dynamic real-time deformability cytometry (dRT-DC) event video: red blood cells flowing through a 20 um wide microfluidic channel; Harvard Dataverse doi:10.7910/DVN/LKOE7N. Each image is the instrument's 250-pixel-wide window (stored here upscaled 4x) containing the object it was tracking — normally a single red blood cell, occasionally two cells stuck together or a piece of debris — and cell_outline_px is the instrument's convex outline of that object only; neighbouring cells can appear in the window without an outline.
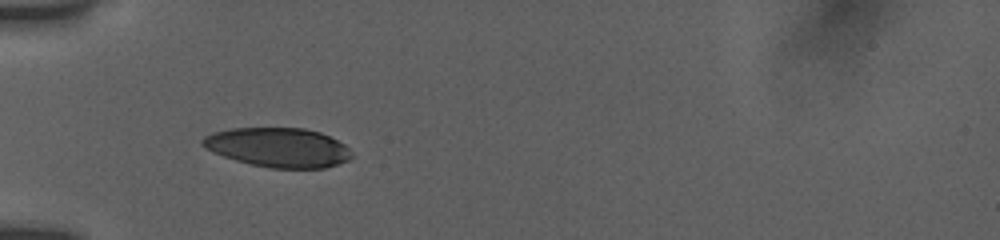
{"species": "human", "species_latin": "Homo sapiens", "temperature_condition": "room temperature", "stored_images_in_passage": 8, "camera_frame_rate_fps": 3000, "um_per_image_px": 0.085, "donor": {"sex": "female"}, "frame": {"image": 1, "passage_image": 2, "time_ms": 0.667, "image_size_px": [1000, 240], "cell_outline_px": [[352, 156], [348, 160], [324, 168], [272, 168], [252, 164], [236, 160], [212, 152], [204, 148], [200, 144], [200, 140], [204, 136], [212, 132], [232, 128], [304, 128], [320, 132], [344, 144], [352, 152]], "centroid_in_image_um": [23.61, 12.52], "position_along_channel_um": 61.4, "area_um2": 34.16}}
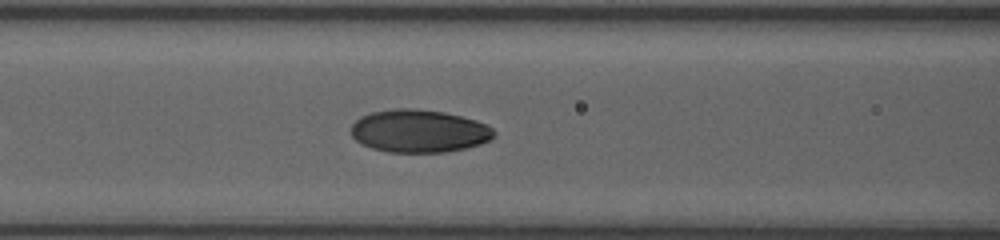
{"frame": {"image": 2, "passage_image": 6, "time_ms": 2.667, "image_size_px": [1000, 240], "cell_outline_px": [[496, 136], [480, 144], [464, 148], [444, 152], [388, 152], [372, 148], [360, 144], [352, 136], [352, 124], [360, 116], [372, 112], [392, 108], [416, 108], [444, 112], [476, 120], [492, 128], [496, 132]], "centroid_in_image_um": [35.6, 11.13], "position_along_channel_um": 131.0, "area_um2": 35.72}}
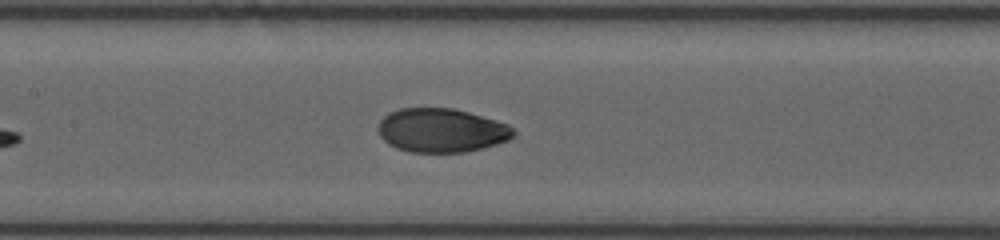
{"frame": {"image": 3, "passage_image": 8, "time_ms": 3.667, "image_size_px": [1000, 240], "cell_outline_px": [[516, 136], [508, 140], [496, 144], [468, 152], [408, 152], [396, 148], [388, 144], [380, 136], [380, 120], [388, 112], [400, 108], [452, 108], [468, 112], [496, 120], [508, 124], [516, 128]], "centroid_in_image_um": [37.56, 11.08], "position_along_channel_um": 169.8, "area_um2": 34.8}}